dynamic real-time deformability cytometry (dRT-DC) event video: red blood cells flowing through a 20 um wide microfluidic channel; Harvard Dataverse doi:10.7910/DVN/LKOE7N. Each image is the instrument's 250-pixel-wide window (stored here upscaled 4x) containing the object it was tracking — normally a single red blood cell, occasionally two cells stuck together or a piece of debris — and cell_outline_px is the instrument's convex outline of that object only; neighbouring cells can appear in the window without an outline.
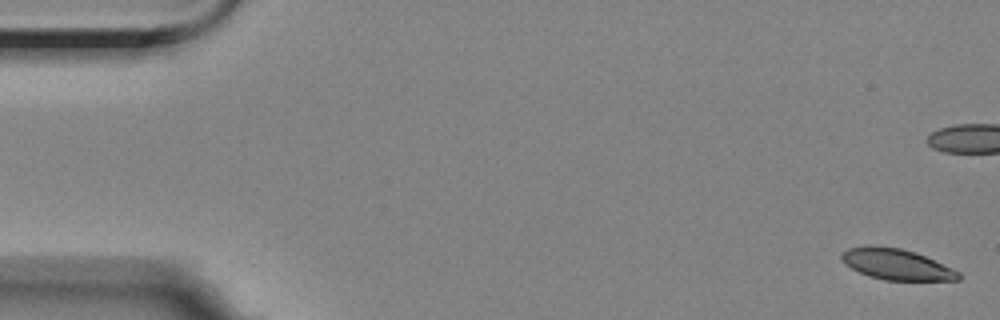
{"species": "Egyptian fruit bat (a non-hibernating species)", "species_latin": "Rousettus aegyptiacus", "temperature_condition": "room temperature", "stored_images_in_passage": 58, "camera_frame_rate_fps": 3000, "um_per_image_px": 0.085, "animal": {"sex": "female"}, "frame": {"image": 1, "passage_image": 1, "time_ms": 0.0, "image_size_px": [1000, 320], "cell_outline_px": [[960, 280], [884, 280], [868, 276], [844, 264], [840, 256], [848, 248], [868, 244], [872, 244], [900, 248], [916, 252], [952, 268], [960, 272]], "centroid_in_image_um": [76.17, 22.45], "position_along_channel_um": 8.8, "area_um2": 21.15}}
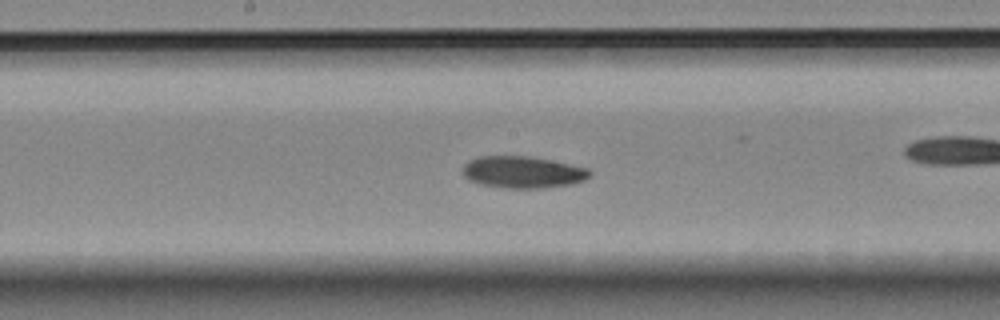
{"frame": {"image": 2, "passage_image": 29, "time_ms": 9.333, "image_size_px": [1000, 320], "cell_outline_px": [[592, 176], [584, 180], [572, 184], [544, 188], [504, 188], [480, 184], [468, 180], [464, 176], [464, 164], [468, 160], [480, 156], [528, 156], [588, 168], [592, 172]], "centroid_in_image_um": [44.43, 14.64], "position_along_channel_um": 203.8, "area_um2": 23.58}}
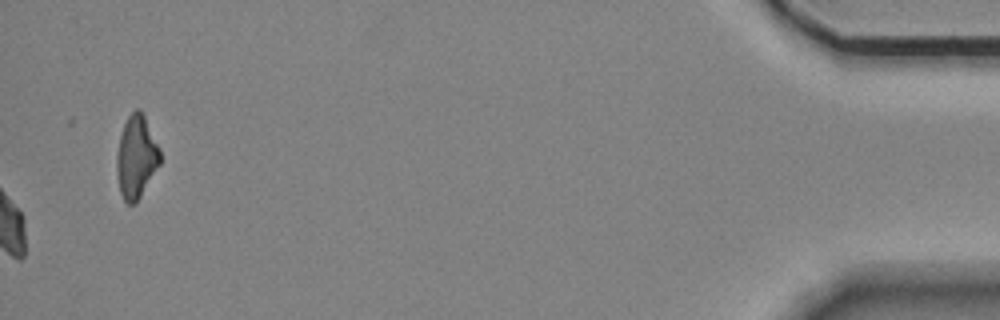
{"frame": {"image": 3, "passage_image": 58, "time_ms": 19.0, "image_size_px": [1000, 320], "cell_outline_px": [[160, 164], [136, 204], [128, 204], [124, 200], [120, 192], [116, 172], [116, 156], [120, 136], [124, 124], [128, 116], [136, 108], [140, 108], [160, 148]], "centroid_in_image_um": [11.58, 13.36], "position_along_channel_um": 423.6, "area_um2": 20.92}, "authors_computed_cell_mechanics": {"area_um2": 22.9755, "velocity_mm_per_s": 3.4847, "shape_relaxation_time_tau1_ms": 8.2467, "shape_relaxation_time_tau2_ms": 7.3837, "deformation_change_tau1": 0.1652, "deformation_change_tau2": 0.1201}}